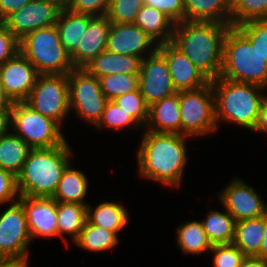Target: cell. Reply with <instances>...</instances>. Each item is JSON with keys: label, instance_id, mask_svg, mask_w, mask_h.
Segmentation results:
<instances>
[{"label": "cell", "instance_id": "obj_1", "mask_svg": "<svg viewBox=\"0 0 267 267\" xmlns=\"http://www.w3.org/2000/svg\"><path fill=\"white\" fill-rule=\"evenodd\" d=\"M187 135L145 130L137 151L138 173L163 185L180 187L188 163Z\"/></svg>", "mask_w": 267, "mask_h": 267}, {"label": "cell", "instance_id": "obj_6", "mask_svg": "<svg viewBox=\"0 0 267 267\" xmlns=\"http://www.w3.org/2000/svg\"><path fill=\"white\" fill-rule=\"evenodd\" d=\"M19 45L39 74H68L74 69L56 25L32 31L19 40Z\"/></svg>", "mask_w": 267, "mask_h": 267}, {"label": "cell", "instance_id": "obj_3", "mask_svg": "<svg viewBox=\"0 0 267 267\" xmlns=\"http://www.w3.org/2000/svg\"><path fill=\"white\" fill-rule=\"evenodd\" d=\"M69 143L51 148L31 149L17 177L19 195L52 197L73 152Z\"/></svg>", "mask_w": 267, "mask_h": 267}, {"label": "cell", "instance_id": "obj_5", "mask_svg": "<svg viewBox=\"0 0 267 267\" xmlns=\"http://www.w3.org/2000/svg\"><path fill=\"white\" fill-rule=\"evenodd\" d=\"M220 77L267 88V62L235 26L223 39Z\"/></svg>", "mask_w": 267, "mask_h": 267}, {"label": "cell", "instance_id": "obj_14", "mask_svg": "<svg viewBox=\"0 0 267 267\" xmlns=\"http://www.w3.org/2000/svg\"><path fill=\"white\" fill-rule=\"evenodd\" d=\"M223 208L236 222L264 216L267 204L259 197L255 189L240 178H234L218 194Z\"/></svg>", "mask_w": 267, "mask_h": 267}, {"label": "cell", "instance_id": "obj_40", "mask_svg": "<svg viewBox=\"0 0 267 267\" xmlns=\"http://www.w3.org/2000/svg\"><path fill=\"white\" fill-rule=\"evenodd\" d=\"M111 0H66L65 7L75 13L92 16L106 15Z\"/></svg>", "mask_w": 267, "mask_h": 267}, {"label": "cell", "instance_id": "obj_46", "mask_svg": "<svg viewBox=\"0 0 267 267\" xmlns=\"http://www.w3.org/2000/svg\"><path fill=\"white\" fill-rule=\"evenodd\" d=\"M11 127V109L0 110V139L9 134Z\"/></svg>", "mask_w": 267, "mask_h": 267}, {"label": "cell", "instance_id": "obj_22", "mask_svg": "<svg viewBox=\"0 0 267 267\" xmlns=\"http://www.w3.org/2000/svg\"><path fill=\"white\" fill-rule=\"evenodd\" d=\"M184 21H211L231 26V0H184Z\"/></svg>", "mask_w": 267, "mask_h": 267}, {"label": "cell", "instance_id": "obj_45", "mask_svg": "<svg viewBox=\"0 0 267 267\" xmlns=\"http://www.w3.org/2000/svg\"><path fill=\"white\" fill-rule=\"evenodd\" d=\"M31 0H0V20L3 22L12 13L20 10Z\"/></svg>", "mask_w": 267, "mask_h": 267}, {"label": "cell", "instance_id": "obj_42", "mask_svg": "<svg viewBox=\"0 0 267 267\" xmlns=\"http://www.w3.org/2000/svg\"><path fill=\"white\" fill-rule=\"evenodd\" d=\"M19 196L17 177L13 173L0 168V205L16 202Z\"/></svg>", "mask_w": 267, "mask_h": 267}, {"label": "cell", "instance_id": "obj_8", "mask_svg": "<svg viewBox=\"0 0 267 267\" xmlns=\"http://www.w3.org/2000/svg\"><path fill=\"white\" fill-rule=\"evenodd\" d=\"M179 109L181 135L204 137L217 130L211 82L197 90L179 91Z\"/></svg>", "mask_w": 267, "mask_h": 267}, {"label": "cell", "instance_id": "obj_4", "mask_svg": "<svg viewBox=\"0 0 267 267\" xmlns=\"http://www.w3.org/2000/svg\"><path fill=\"white\" fill-rule=\"evenodd\" d=\"M215 99V118L220 121L238 124L245 129L253 126L259 103L265 97L264 87L236 82L222 77L210 81ZM262 90H264L262 92Z\"/></svg>", "mask_w": 267, "mask_h": 267}, {"label": "cell", "instance_id": "obj_10", "mask_svg": "<svg viewBox=\"0 0 267 267\" xmlns=\"http://www.w3.org/2000/svg\"><path fill=\"white\" fill-rule=\"evenodd\" d=\"M68 86L70 111L88 124L96 125L108 101L98 78L85 68H74L68 73Z\"/></svg>", "mask_w": 267, "mask_h": 267}, {"label": "cell", "instance_id": "obj_9", "mask_svg": "<svg viewBox=\"0 0 267 267\" xmlns=\"http://www.w3.org/2000/svg\"><path fill=\"white\" fill-rule=\"evenodd\" d=\"M24 102L34 111L63 126L64 119L70 113L68 74H39Z\"/></svg>", "mask_w": 267, "mask_h": 267}, {"label": "cell", "instance_id": "obj_18", "mask_svg": "<svg viewBox=\"0 0 267 267\" xmlns=\"http://www.w3.org/2000/svg\"><path fill=\"white\" fill-rule=\"evenodd\" d=\"M18 201L24 209L32 240L58 236L57 202L52 197L20 195Z\"/></svg>", "mask_w": 267, "mask_h": 267}, {"label": "cell", "instance_id": "obj_44", "mask_svg": "<svg viewBox=\"0 0 267 267\" xmlns=\"http://www.w3.org/2000/svg\"><path fill=\"white\" fill-rule=\"evenodd\" d=\"M250 130L258 132V133L267 134V96L266 95L259 103L257 116Z\"/></svg>", "mask_w": 267, "mask_h": 267}, {"label": "cell", "instance_id": "obj_36", "mask_svg": "<svg viewBox=\"0 0 267 267\" xmlns=\"http://www.w3.org/2000/svg\"><path fill=\"white\" fill-rule=\"evenodd\" d=\"M104 125V126H103ZM112 128L114 130H122L128 126L140 128L141 126L113 100H108L105 104L104 111L95 127Z\"/></svg>", "mask_w": 267, "mask_h": 267}, {"label": "cell", "instance_id": "obj_43", "mask_svg": "<svg viewBox=\"0 0 267 267\" xmlns=\"http://www.w3.org/2000/svg\"><path fill=\"white\" fill-rule=\"evenodd\" d=\"M20 52L19 39L3 24H0V66Z\"/></svg>", "mask_w": 267, "mask_h": 267}, {"label": "cell", "instance_id": "obj_27", "mask_svg": "<svg viewBox=\"0 0 267 267\" xmlns=\"http://www.w3.org/2000/svg\"><path fill=\"white\" fill-rule=\"evenodd\" d=\"M87 221L115 232H120L129 223V214L121 203L101 202L94 209L87 205Z\"/></svg>", "mask_w": 267, "mask_h": 267}, {"label": "cell", "instance_id": "obj_38", "mask_svg": "<svg viewBox=\"0 0 267 267\" xmlns=\"http://www.w3.org/2000/svg\"><path fill=\"white\" fill-rule=\"evenodd\" d=\"M143 0H111L107 16L113 24H134Z\"/></svg>", "mask_w": 267, "mask_h": 267}, {"label": "cell", "instance_id": "obj_47", "mask_svg": "<svg viewBox=\"0 0 267 267\" xmlns=\"http://www.w3.org/2000/svg\"><path fill=\"white\" fill-rule=\"evenodd\" d=\"M241 267H267V260L258 256H246Z\"/></svg>", "mask_w": 267, "mask_h": 267}, {"label": "cell", "instance_id": "obj_29", "mask_svg": "<svg viewBox=\"0 0 267 267\" xmlns=\"http://www.w3.org/2000/svg\"><path fill=\"white\" fill-rule=\"evenodd\" d=\"M32 148L10 132L0 139V168L17 176Z\"/></svg>", "mask_w": 267, "mask_h": 267}, {"label": "cell", "instance_id": "obj_12", "mask_svg": "<svg viewBox=\"0 0 267 267\" xmlns=\"http://www.w3.org/2000/svg\"><path fill=\"white\" fill-rule=\"evenodd\" d=\"M64 6L61 0H31L2 23L21 40L32 31L55 25Z\"/></svg>", "mask_w": 267, "mask_h": 267}, {"label": "cell", "instance_id": "obj_34", "mask_svg": "<svg viewBox=\"0 0 267 267\" xmlns=\"http://www.w3.org/2000/svg\"><path fill=\"white\" fill-rule=\"evenodd\" d=\"M267 19V0H231V26Z\"/></svg>", "mask_w": 267, "mask_h": 267}, {"label": "cell", "instance_id": "obj_20", "mask_svg": "<svg viewBox=\"0 0 267 267\" xmlns=\"http://www.w3.org/2000/svg\"><path fill=\"white\" fill-rule=\"evenodd\" d=\"M145 130L181 135L179 92L149 106L148 122Z\"/></svg>", "mask_w": 267, "mask_h": 267}, {"label": "cell", "instance_id": "obj_41", "mask_svg": "<svg viewBox=\"0 0 267 267\" xmlns=\"http://www.w3.org/2000/svg\"><path fill=\"white\" fill-rule=\"evenodd\" d=\"M143 2L162 11L175 24L184 21V0H143Z\"/></svg>", "mask_w": 267, "mask_h": 267}, {"label": "cell", "instance_id": "obj_25", "mask_svg": "<svg viewBox=\"0 0 267 267\" xmlns=\"http://www.w3.org/2000/svg\"><path fill=\"white\" fill-rule=\"evenodd\" d=\"M88 179L83 171L72 168L71 163L63 171L52 198L56 202H71L88 205L85 197L88 193ZM87 203V204H86Z\"/></svg>", "mask_w": 267, "mask_h": 267}, {"label": "cell", "instance_id": "obj_15", "mask_svg": "<svg viewBox=\"0 0 267 267\" xmlns=\"http://www.w3.org/2000/svg\"><path fill=\"white\" fill-rule=\"evenodd\" d=\"M39 73L34 65L18 52L0 66V86L13 102H24L35 86Z\"/></svg>", "mask_w": 267, "mask_h": 267}, {"label": "cell", "instance_id": "obj_26", "mask_svg": "<svg viewBox=\"0 0 267 267\" xmlns=\"http://www.w3.org/2000/svg\"><path fill=\"white\" fill-rule=\"evenodd\" d=\"M265 229V215L236 222L233 244L245 256H258Z\"/></svg>", "mask_w": 267, "mask_h": 267}, {"label": "cell", "instance_id": "obj_11", "mask_svg": "<svg viewBox=\"0 0 267 267\" xmlns=\"http://www.w3.org/2000/svg\"><path fill=\"white\" fill-rule=\"evenodd\" d=\"M31 242L26 215L17 200L0 214V260L28 258Z\"/></svg>", "mask_w": 267, "mask_h": 267}, {"label": "cell", "instance_id": "obj_49", "mask_svg": "<svg viewBox=\"0 0 267 267\" xmlns=\"http://www.w3.org/2000/svg\"><path fill=\"white\" fill-rule=\"evenodd\" d=\"M258 257L267 260V212L265 213V229L263 234V241Z\"/></svg>", "mask_w": 267, "mask_h": 267}, {"label": "cell", "instance_id": "obj_21", "mask_svg": "<svg viewBox=\"0 0 267 267\" xmlns=\"http://www.w3.org/2000/svg\"><path fill=\"white\" fill-rule=\"evenodd\" d=\"M141 59L130 55H120L104 50L84 68L99 78L112 74H139Z\"/></svg>", "mask_w": 267, "mask_h": 267}, {"label": "cell", "instance_id": "obj_32", "mask_svg": "<svg viewBox=\"0 0 267 267\" xmlns=\"http://www.w3.org/2000/svg\"><path fill=\"white\" fill-rule=\"evenodd\" d=\"M119 243L118 234L89 223L87 220L74 244L90 252H104L115 248Z\"/></svg>", "mask_w": 267, "mask_h": 267}, {"label": "cell", "instance_id": "obj_28", "mask_svg": "<svg viewBox=\"0 0 267 267\" xmlns=\"http://www.w3.org/2000/svg\"><path fill=\"white\" fill-rule=\"evenodd\" d=\"M87 205L71 202H57L58 236L68 246L63 234H68L74 242L80 235L87 220Z\"/></svg>", "mask_w": 267, "mask_h": 267}, {"label": "cell", "instance_id": "obj_17", "mask_svg": "<svg viewBox=\"0 0 267 267\" xmlns=\"http://www.w3.org/2000/svg\"><path fill=\"white\" fill-rule=\"evenodd\" d=\"M157 51L168 64L172 83L177 92L197 90L210 82L172 42L158 44Z\"/></svg>", "mask_w": 267, "mask_h": 267}, {"label": "cell", "instance_id": "obj_23", "mask_svg": "<svg viewBox=\"0 0 267 267\" xmlns=\"http://www.w3.org/2000/svg\"><path fill=\"white\" fill-rule=\"evenodd\" d=\"M134 24L157 44L172 42L175 23L154 7L144 4L137 13Z\"/></svg>", "mask_w": 267, "mask_h": 267}, {"label": "cell", "instance_id": "obj_2", "mask_svg": "<svg viewBox=\"0 0 267 267\" xmlns=\"http://www.w3.org/2000/svg\"><path fill=\"white\" fill-rule=\"evenodd\" d=\"M230 25L211 21L175 24L172 43L211 81L220 77L223 39Z\"/></svg>", "mask_w": 267, "mask_h": 267}, {"label": "cell", "instance_id": "obj_13", "mask_svg": "<svg viewBox=\"0 0 267 267\" xmlns=\"http://www.w3.org/2000/svg\"><path fill=\"white\" fill-rule=\"evenodd\" d=\"M138 88L148 106L177 93L168 64L157 50L141 60Z\"/></svg>", "mask_w": 267, "mask_h": 267}, {"label": "cell", "instance_id": "obj_33", "mask_svg": "<svg viewBox=\"0 0 267 267\" xmlns=\"http://www.w3.org/2000/svg\"><path fill=\"white\" fill-rule=\"evenodd\" d=\"M98 80L107 100H114L138 89V74H112L99 77Z\"/></svg>", "mask_w": 267, "mask_h": 267}, {"label": "cell", "instance_id": "obj_31", "mask_svg": "<svg viewBox=\"0 0 267 267\" xmlns=\"http://www.w3.org/2000/svg\"><path fill=\"white\" fill-rule=\"evenodd\" d=\"M177 244L184 254L200 255L209 252L212 244L205 234L201 221L191 220L177 228Z\"/></svg>", "mask_w": 267, "mask_h": 267}, {"label": "cell", "instance_id": "obj_7", "mask_svg": "<svg viewBox=\"0 0 267 267\" xmlns=\"http://www.w3.org/2000/svg\"><path fill=\"white\" fill-rule=\"evenodd\" d=\"M10 129L32 149L57 147L66 141L54 120L34 111L25 102L12 103Z\"/></svg>", "mask_w": 267, "mask_h": 267}, {"label": "cell", "instance_id": "obj_16", "mask_svg": "<svg viewBox=\"0 0 267 267\" xmlns=\"http://www.w3.org/2000/svg\"><path fill=\"white\" fill-rule=\"evenodd\" d=\"M157 46L158 44L137 25L112 23L106 50L115 54L139 57L142 60L152 55Z\"/></svg>", "mask_w": 267, "mask_h": 267}, {"label": "cell", "instance_id": "obj_50", "mask_svg": "<svg viewBox=\"0 0 267 267\" xmlns=\"http://www.w3.org/2000/svg\"><path fill=\"white\" fill-rule=\"evenodd\" d=\"M12 102L4 94L3 89L0 86V110L11 109Z\"/></svg>", "mask_w": 267, "mask_h": 267}, {"label": "cell", "instance_id": "obj_24", "mask_svg": "<svg viewBox=\"0 0 267 267\" xmlns=\"http://www.w3.org/2000/svg\"><path fill=\"white\" fill-rule=\"evenodd\" d=\"M91 17L89 14L72 12L65 6L62 8L55 25L60 41L69 55L77 49Z\"/></svg>", "mask_w": 267, "mask_h": 267}, {"label": "cell", "instance_id": "obj_48", "mask_svg": "<svg viewBox=\"0 0 267 267\" xmlns=\"http://www.w3.org/2000/svg\"><path fill=\"white\" fill-rule=\"evenodd\" d=\"M28 258L0 260V267H29Z\"/></svg>", "mask_w": 267, "mask_h": 267}, {"label": "cell", "instance_id": "obj_39", "mask_svg": "<svg viewBox=\"0 0 267 267\" xmlns=\"http://www.w3.org/2000/svg\"><path fill=\"white\" fill-rule=\"evenodd\" d=\"M213 267H241L245 259L243 252L233 243L212 246Z\"/></svg>", "mask_w": 267, "mask_h": 267}, {"label": "cell", "instance_id": "obj_37", "mask_svg": "<svg viewBox=\"0 0 267 267\" xmlns=\"http://www.w3.org/2000/svg\"><path fill=\"white\" fill-rule=\"evenodd\" d=\"M267 62V19H255L235 26Z\"/></svg>", "mask_w": 267, "mask_h": 267}, {"label": "cell", "instance_id": "obj_30", "mask_svg": "<svg viewBox=\"0 0 267 267\" xmlns=\"http://www.w3.org/2000/svg\"><path fill=\"white\" fill-rule=\"evenodd\" d=\"M207 216L201 222L205 234L212 245L231 244L235 235L236 221L226 211L209 210Z\"/></svg>", "mask_w": 267, "mask_h": 267}, {"label": "cell", "instance_id": "obj_35", "mask_svg": "<svg viewBox=\"0 0 267 267\" xmlns=\"http://www.w3.org/2000/svg\"><path fill=\"white\" fill-rule=\"evenodd\" d=\"M113 101L128 113L142 129L145 128L148 122L149 106L139 88L131 93L118 96Z\"/></svg>", "mask_w": 267, "mask_h": 267}, {"label": "cell", "instance_id": "obj_19", "mask_svg": "<svg viewBox=\"0 0 267 267\" xmlns=\"http://www.w3.org/2000/svg\"><path fill=\"white\" fill-rule=\"evenodd\" d=\"M112 23L107 15L92 16L77 49L70 55L74 68H84L98 54L106 50Z\"/></svg>", "mask_w": 267, "mask_h": 267}]
</instances>
